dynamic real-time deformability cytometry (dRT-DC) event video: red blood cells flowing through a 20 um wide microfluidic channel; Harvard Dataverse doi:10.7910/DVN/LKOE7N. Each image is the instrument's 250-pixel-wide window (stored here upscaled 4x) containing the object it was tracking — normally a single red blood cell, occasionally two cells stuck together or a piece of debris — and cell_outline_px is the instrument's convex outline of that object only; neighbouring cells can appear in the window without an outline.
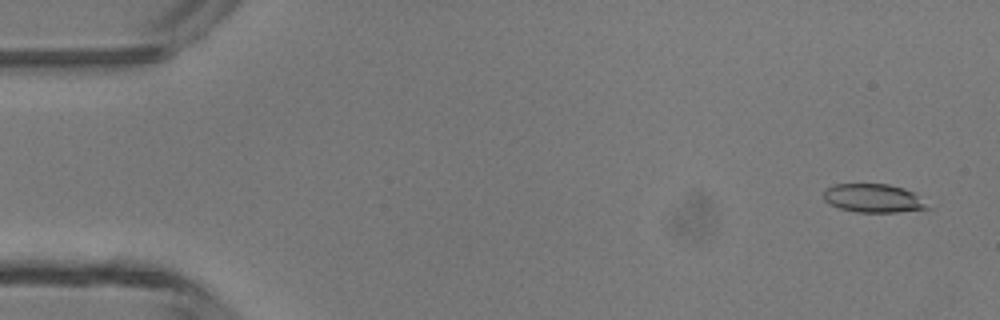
{"species": "common noctule bat (a hibernating species)", "species_latin": "Nyctalus noctula", "temperature_condition": "room temperature", "stored_images_in_passage": 47, "camera_frame_rate_fps": 3000, "um_per_image_px": 0.085, "animal": {"sex": "male", "body_mass_g": 13.3}, "frame": {"image": 1, "passage_image": 2, "time_ms": 0.333, "image_size_px": [1000, 320], "cell_outline_px": [[932, 208], [896, 212], [856, 212], [840, 208], [824, 200], [824, 192], [832, 184], [888, 184], [904, 188], [916, 192]], "centroid_in_image_um": [74.3, 16.84], "position_along_channel_um": 10.7, "area_um2": 17.34}}
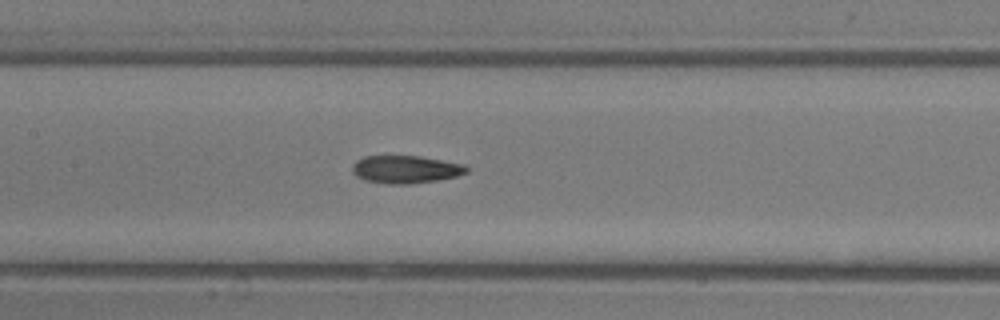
{"frame": {"image": 2, "passage_image": 22, "time_ms": 7.0, "image_size_px": [1000, 320], "cell_outline_px": [[468, 172], [456, 176], [436, 180], [408, 184], [392, 184], [364, 180], [356, 176], [352, 172], [352, 164], [356, 160], [364, 156], [420, 156], [464, 164], [468, 168]], "centroid_in_image_um": [34.45, 14.39], "position_along_channel_um": 172.9, "area_um2": 18.44}}
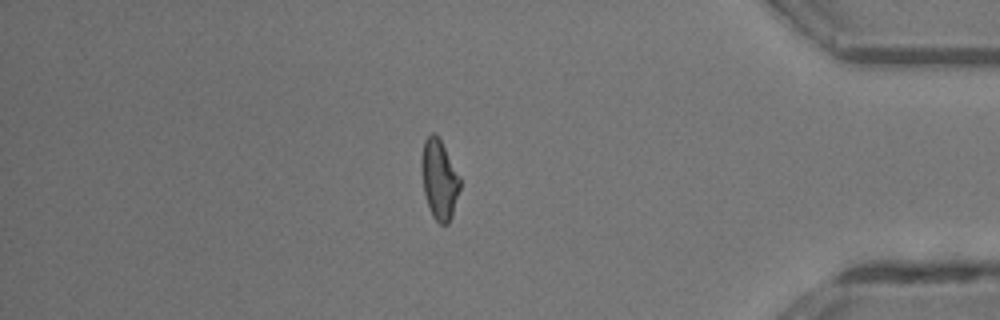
{"frame": {"image": 3, "passage_image": 40, "time_ms": 13.0, "image_size_px": [1000, 320], "cell_outline_px": [[460, 188], [452, 216], [448, 224], [440, 224], [432, 216], [424, 192], [420, 164], [424, 140], [432, 132], [440, 140], [460, 176]], "centroid_in_image_um": [37.33, 15.27], "position_along_channel_um": 397.9, "area_um2": 17.69}, "authors_computed_cell_mechanics": {"area_um2": 18.207, "velocity_mm_per_s": 4.3566, "shape_relaxation_time_tau1_ms": 4.9882, "shape_relaxation_time_tau2_ms": 3.3704, "deformation_change_tau1": 0.1428, "deformation_change_tau2": 0.1293}}